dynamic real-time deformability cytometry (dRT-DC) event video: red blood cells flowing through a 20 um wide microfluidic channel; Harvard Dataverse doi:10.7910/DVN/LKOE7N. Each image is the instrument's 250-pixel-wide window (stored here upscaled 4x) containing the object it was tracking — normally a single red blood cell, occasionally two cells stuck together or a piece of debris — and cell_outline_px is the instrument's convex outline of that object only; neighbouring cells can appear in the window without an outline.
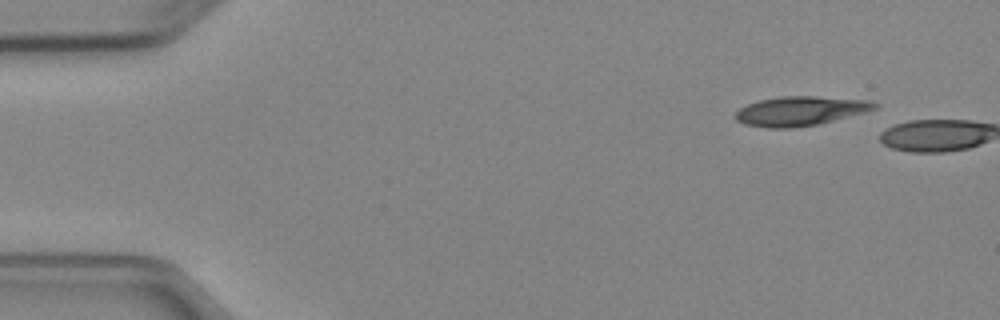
{"species": "Egyptian fruit bat (a non-hibernating species)", "species_latin": "Rousettus aegyptiacus", "temperature_condition": "cold", "stored_images_in_passage": 2, "camera_frame_rate_fps": 3000, "um_per_image_px": 0.085, "animal": {"sex": "female"}, "frame": {"image": 1, "passage_image": 1, "time_ms": 0.0, "image_size_px": [1000, 320], "cell_outline_px": [[880, 104], [876, 108], [864, 112], [816, 124], [788, 128], [768, 128], [744, 124], [736, 120], [732, 116], [740, 108], [748, 104], [760, 100], [780, 96], [816, 96], [868, 100]], "centroid_in_image_um": [67.98, 9.42], "position_along_channel_um": 17.0, "area_um2": 23.58}}